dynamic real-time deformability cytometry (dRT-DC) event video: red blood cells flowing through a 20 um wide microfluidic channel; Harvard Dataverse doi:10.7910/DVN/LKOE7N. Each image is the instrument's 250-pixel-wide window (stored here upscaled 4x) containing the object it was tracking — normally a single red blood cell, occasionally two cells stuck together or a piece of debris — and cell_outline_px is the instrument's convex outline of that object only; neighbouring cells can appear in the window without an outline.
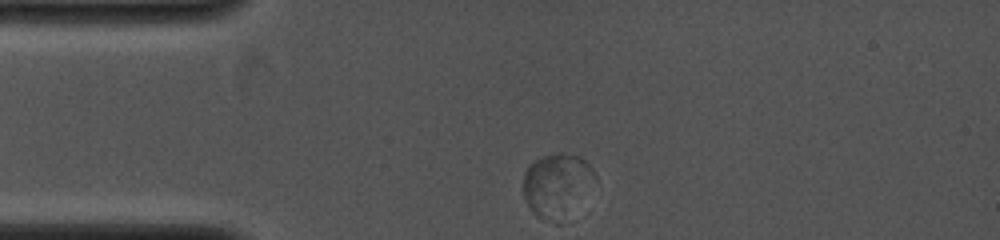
{"species": "common noctule bat (a hibernating species)", "species_latin": "Nyctalus noctula", "temperature_condition": "cold", "stored_images_in_passage": 31, "camera_frame_rate_fps": 4000, "um_per_image_px": 0.085, "animal": {"sex": "female", "body_mass_g": 19.0, "forearm_length_mm": 53.3}, "frame": {"image": 1, "passage_image": 1, "time_ms": 0.0, "image_size_px": [1000, 240], "cell_outline_px": [[596, 180], [536, 216], [532, 212], [524, 196], [524, 176], [528, 164], [544, 156], [560, 152], [580, 156], [592, 168], [596, 176]], "centroid_in_image_um": [47.19, 15.3], "position_along_channel_um": 37.8, "area_um2": 21.33}}
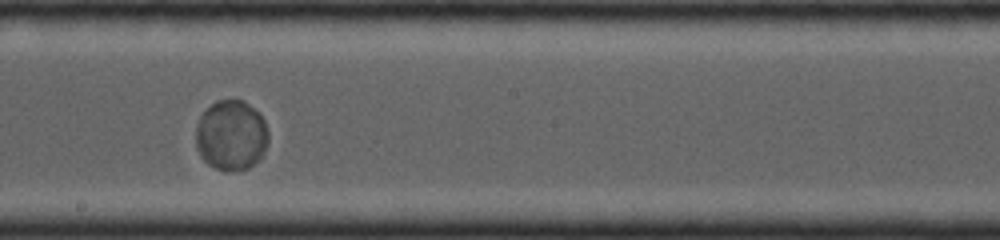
{"frame": {"image": 2, "passage_image": 13, "time_ms": 5.25, "image_size_px": [1000, 240], "cell_outline_px": [[268, 140], [264, 152], [260, 160], [248, 168], [228, 172], [224, 172], [208, 164], [200, 156], [196, 148], [196, 124], [200, 116], [216, 100], [244, 100], [260, 112], [264, 120], [268, 132]], "centroid_in_image_um": [19.66, 11.51], "position_along_channel_um": 228.5, "area_um2": 30.11}}
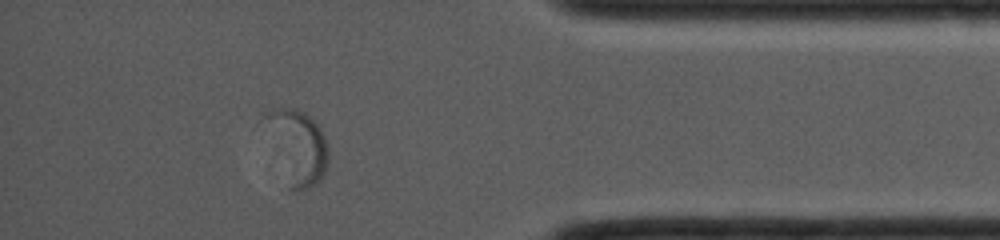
{"frame": {"image": 3, "passage_image": 27, "time_ms": 10.0, "image_size_px": [1000, 240], "cell_outline_px": [[328, 164], [320, 180], [316, 184], [308, 188], [288, 188], [260, 116], [268, 112], [280, 108], [288, 108], [304, 112], [320, 128], [328, 144]], "centroid_in_image_um": [25.25, 12.45], "position_along_channel_um": 410.0, "area_um2": 27.05}}